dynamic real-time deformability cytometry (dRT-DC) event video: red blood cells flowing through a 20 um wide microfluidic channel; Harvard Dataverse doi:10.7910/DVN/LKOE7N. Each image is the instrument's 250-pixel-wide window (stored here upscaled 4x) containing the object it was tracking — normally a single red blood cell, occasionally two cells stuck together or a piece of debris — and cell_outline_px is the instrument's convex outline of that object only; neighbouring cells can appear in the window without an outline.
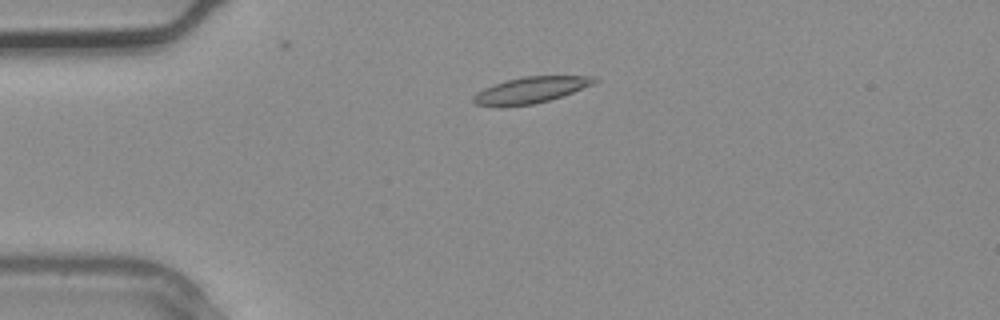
{"species": "common noctule bat (a hibernating species)", "species_latin": "Nyctalus noctula", "temperature_condition": "warm", "stored_images_in_passage": 1, "camera_frame_rate_fps": 3000, "um_per_image_px": 0.085, "animal": {"sex": "male", "body_mass_g": 20.4}, "frame": {"image": 1, "passage_image": 1, "time_ms": 0.0, "image_size_px": [1000, 320], "cell_outline_px": [[596, 80], [592, 84], [572, 92], [548, 100], [532, 104], [476, 104], [472, 100], [472, 96], [476, 92], [484, 88], [508, 80], [524, 76], [592, 76]], "centroid_in_image_um": [45.11, 7.62], "position_along_channel_um": 39.9, "area_um2": 17.46}}